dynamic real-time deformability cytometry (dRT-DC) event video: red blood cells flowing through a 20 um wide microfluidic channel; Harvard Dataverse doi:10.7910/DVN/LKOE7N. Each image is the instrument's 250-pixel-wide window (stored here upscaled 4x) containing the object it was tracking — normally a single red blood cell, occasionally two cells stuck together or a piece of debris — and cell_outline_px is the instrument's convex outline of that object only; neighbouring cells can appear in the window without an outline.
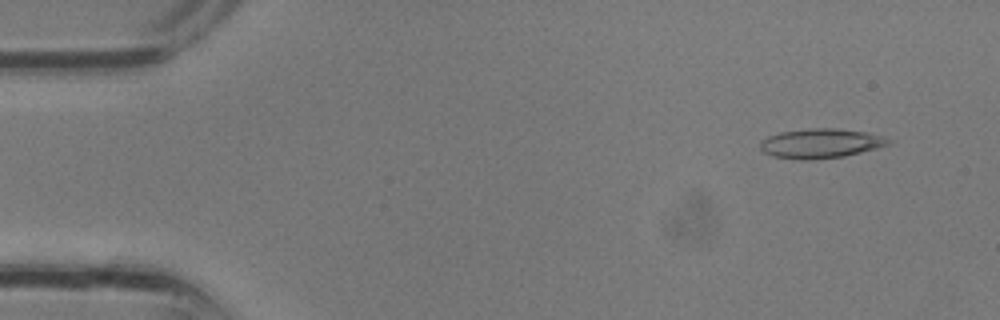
{"species": "common noctule bat (a hibernating species)", "species_latin": "Nyctalus noctula", "temperature_condition": "room temperature", "stored_images_in_passage": 4, "segment_of_instrument_passage": [2, 2], "camera_frame_rate_fps": 3000, "um_per_image_px": 0.085, "animal": {"sex": "male", "body_mass_g": 13.3}, "frame": {"image": 1, "passage_image": 4, "time_ms": 1.0, "image_size_px": [1000, 320], "cell_outline_px": [[896, 140], [892, 144], [844, 156], [816, 160], [800, 160], [772, 156], [764, 152], [760, 148], [760, 140], [768, 136], [780, 132], [808, 128], [836, 128], [864, 132], [884, 136]], "centroid_in_image_um": [69.78, 12.19], "position_along_channel_um": 15.2, "area_um2": 22.37}}